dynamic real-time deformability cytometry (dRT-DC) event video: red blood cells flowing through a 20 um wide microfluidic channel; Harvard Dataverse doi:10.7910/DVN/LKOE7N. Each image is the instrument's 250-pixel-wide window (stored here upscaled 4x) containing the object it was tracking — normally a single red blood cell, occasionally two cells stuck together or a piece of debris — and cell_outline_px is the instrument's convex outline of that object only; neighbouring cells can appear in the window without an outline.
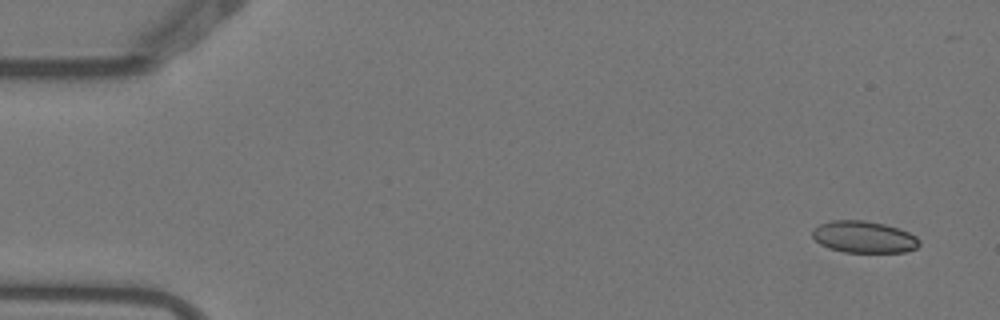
{"species": "Egyptian fruit bat (a non-hibernating species)", "species_latin": "Rousettus aegyptiacus", "temperature_condition": "warm", "stored_images_in_passage": 6, "camera_frame_rate_fps": 3000, "um_per_image_px": 0.085, "animal": {"sex": "female"}, "frame": {"image": 1, "passage_image": 1, "time_ms": 0.0, "image_size_px": [1000, 320], "cell_outline_px": [[920, 244], [916, 248], [904, 252], [844, 252], [828, 248], [820, 244], [812, 236], [812, 228], [820, 224], [832, 220], [864, 220], [884, 224], [908, 232], [916, 236], [920, 240]], "centroid_in_image_um": [73.41, 20.14], "position_along_channel_um": 11.6, "area_um2": 19.83}}
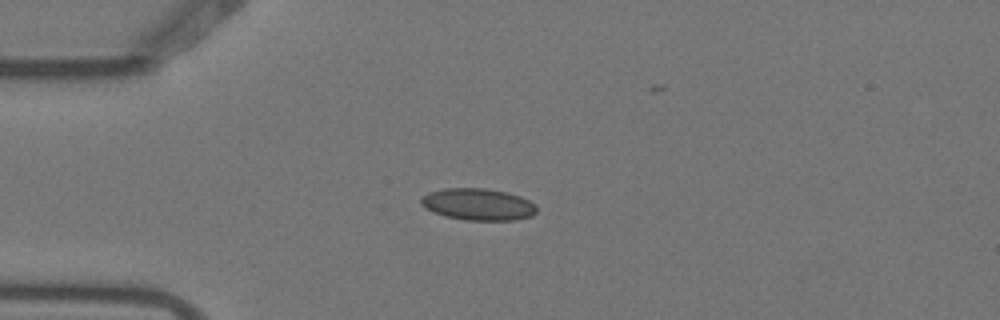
{"frame": {"image": 2, "passage_image": 4, "time_ms": 1.0, "image_size_px": [1000, 320], "cell_outline_px": [[536, 212], [532, 216], [516, 220], [464, 220], [444, 216], [432, 212], [424, 208], [420, 204], [420, 200], [428, 192], [444, 188], [484, 188], [508, 192], [520, 196], [536, 204]], "centroid_in_image_um": [40.62, 17.37], "position_along_channel_um": 44.4, "area_um2": 21.68}}
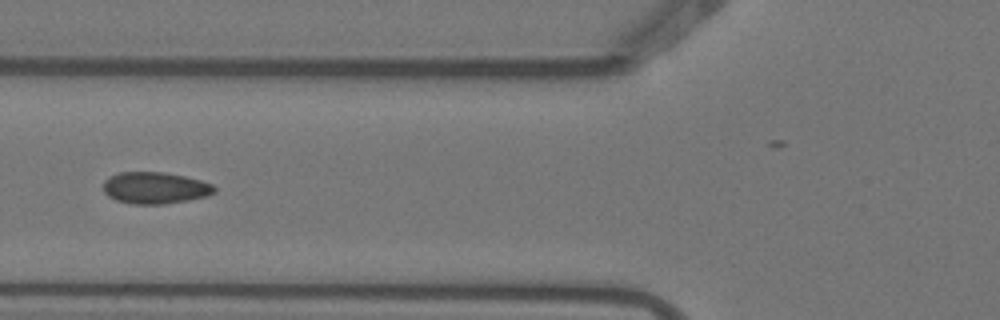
{"frame": {"image": 3, "passage_image": 6, "time_ms": 1.667, "image_size_px": [1000, 320], "cell_outline_px": [[216, 192], [204, 196], [188, 200], [164, 204], [132, 204], [116, 200], [108, 196], [104, 192], [104, 180], [108, 176], [120, 172], [164, 172], [184, 176], [200, 180], [212, 184], [216, 188]], "centroid_in_image_um": [13.16, 15.97], "position_along_channel_um": 112.6, "area_um2": 20.52}}